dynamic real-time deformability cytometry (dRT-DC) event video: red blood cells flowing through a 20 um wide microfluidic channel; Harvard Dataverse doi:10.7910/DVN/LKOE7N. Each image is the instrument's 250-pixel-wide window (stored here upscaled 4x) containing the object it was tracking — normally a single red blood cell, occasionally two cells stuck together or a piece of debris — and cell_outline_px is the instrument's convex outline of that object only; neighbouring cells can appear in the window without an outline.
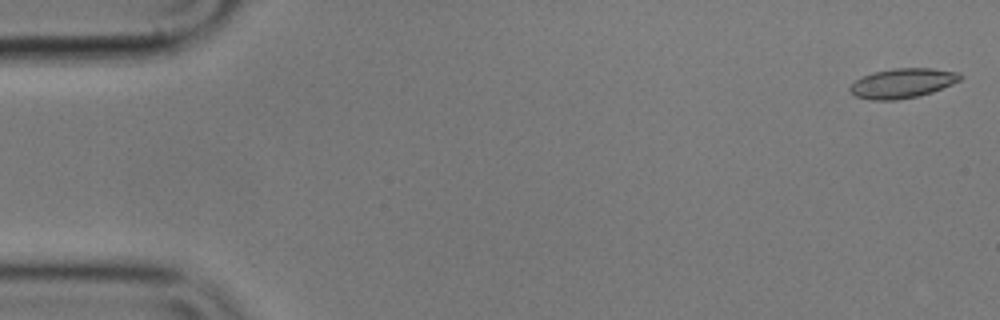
{"species": "common noctule bat (a hibernating species)", "species_latin": "Nyctalus noctula", "temperature_condition": "cold", "stored_images_in_passage": 53, "camera_frame_rate_fps": 3000, "um_per_image_px": 0.085, "animal": {"sex": "male", "body_mass_g": 17.9}, "frame": {"image": 1, "passage_image": 2, "time_ms": 0.333, "image_size_px": [1000, 320], "cell_outline_px": [[964, 76], [960, 80], [952, 84], [932, 92], [916, 96], [896, 100], [872, 100], [856, 96], [848, 88], [856, 80], [872, 72], [892, 68], [932, 68], [960, 72]], "centroid_in_image_um": [76.74, 7.06], "position_along_channel_um": 8.3, "area_um2": 19.02}}
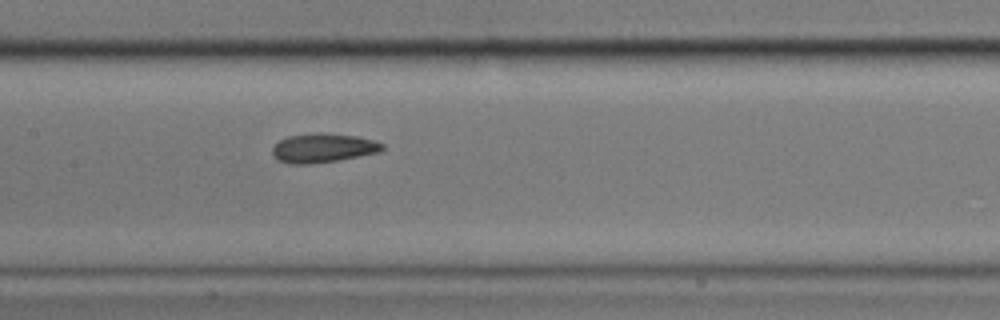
{"frame": {"image": 2, "passage_image": 27, "time_ms": 8.667, "image_size_px": [1000, 320], "cell_outline_px": [[384, 148], [380, 152], [336, 160], [312, 164], [288, 164], [276, 160], [272, 156], [272, 148], [280, 140], [288, 136], [316, 132], [324, 132], [356, 136], [372, 140], [384, 144]], "centroid_in_image_um": [27.41, 12.58], "position_along_channel_um": 180.0, "area_um2": 18.79}}
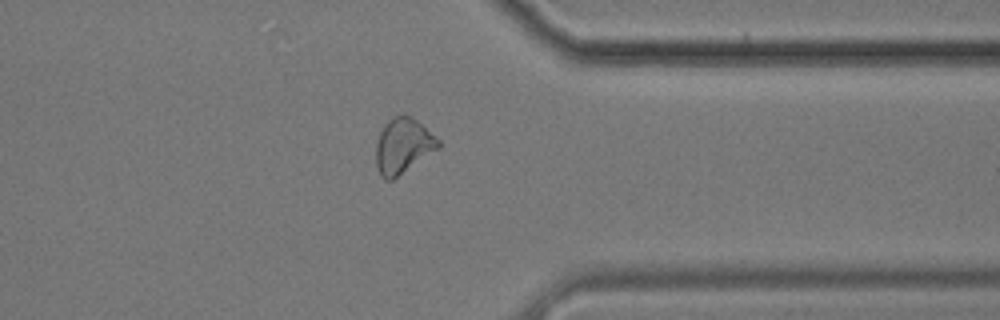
{"frame": {"image": 3, "passage_image": 44, "time_ms": 14.333, "image_size_px": [1000, 320], "cell_outline_px": [[440, 148], [392, 180], [384, 180], [380, 176], [376, 168], [376, 144], [380, 132], [388, 120], [392, 116], [400, 112], [412, 116], [440, 140]], "centroid_in_image_um": [34.25, 12.38], "position_along_channel_um": 377.1, "area_um2": 20.35}, "authors_computed_cell_mechanics": {"area_um2": 19.074, "velocity_mm_per_s": 3.5962, "shape_relaxation_time_tau1_ms": null, "shape_relaxation_time_tau2_ms": 2.8432, "deformation_change_tau1": null, "deformation_change_tau2": 0.0771}}